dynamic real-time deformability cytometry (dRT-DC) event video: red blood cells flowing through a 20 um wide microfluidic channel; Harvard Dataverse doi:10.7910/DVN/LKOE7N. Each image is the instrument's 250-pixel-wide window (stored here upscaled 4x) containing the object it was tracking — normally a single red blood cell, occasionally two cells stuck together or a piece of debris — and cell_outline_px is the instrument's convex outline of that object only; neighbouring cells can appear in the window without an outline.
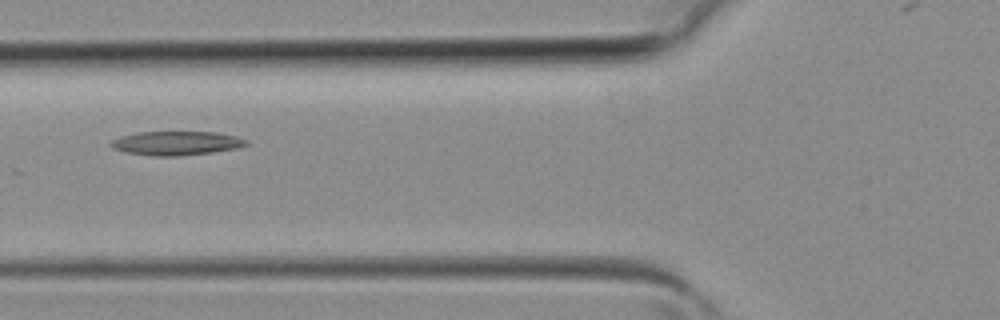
{"species": "common noctule bat (a hibernating species)", "species_latin": "Nyctalus noctula", "temperature_condition": "room temperature", "stored_images_in_passage": 2, "camera_frame_rate_fps": 3000, "um_per_image_px": 0.085, "animal": {"sex": "female", "body_mass_g": 19.3, "forearm_length_mm": 54.1}, "frame": {"image": 1, "passage_image": 2, "time_ms": 0.333, "image_size_px": [1000, 320], "cell_outline_px": [[248, 144], [236, 148], [212, 152], [180, 156], [152, 156], [124, 152], [112, 148], [108, 144], [112, 140], [120, 136], [136, 132], [216, 132], [236, 136], [248, 140]], "centroid_in_image_um": [14.94, 12.17], "position_along_channel_um": 110.9, "area_um2": 19.02}}